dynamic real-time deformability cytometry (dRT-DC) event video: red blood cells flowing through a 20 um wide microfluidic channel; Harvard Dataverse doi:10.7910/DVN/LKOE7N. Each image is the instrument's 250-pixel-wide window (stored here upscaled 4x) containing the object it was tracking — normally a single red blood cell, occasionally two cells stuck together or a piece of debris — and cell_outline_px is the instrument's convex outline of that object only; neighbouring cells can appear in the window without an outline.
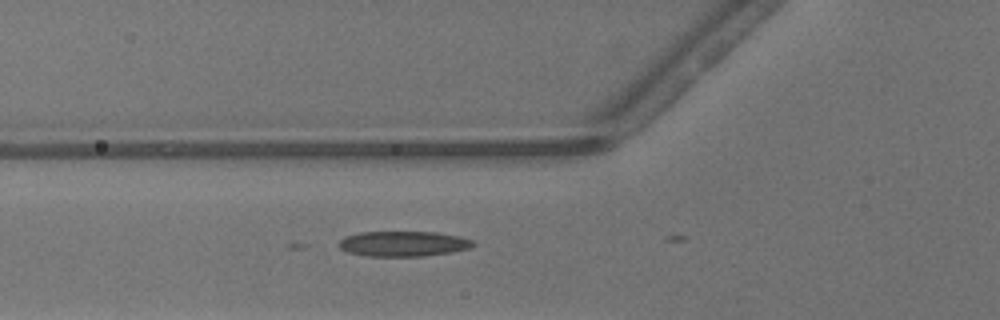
{"species": "common noctule bat (a hibernating species)", "species_latin": "Nyctalus noctula", "temperature_condition": "warm", "stored_images_in_passage": 4, "camera_frame_rate_fps": 3000, "um_per_image_px": 0.085, "animal": {"sex": "male", "body_mass_g": 13.3}, "frame": {"image": 1, "passage_image": 3, "time_ms": 0.667, "image_size_px": [1000, 320], "cell_outline_px": [[476, 244], [472, 248], [452, 252], [424, 256], [364, 256], [348, 252], [340, 248], [336, 244], [344, 236], [360, 232], [436, 232], [460, 236], [472, 240]], "centroid_in_image_um": [34.28, 20.72], "position_along_channel_um": 91.5, "area_um2": 20.0}}